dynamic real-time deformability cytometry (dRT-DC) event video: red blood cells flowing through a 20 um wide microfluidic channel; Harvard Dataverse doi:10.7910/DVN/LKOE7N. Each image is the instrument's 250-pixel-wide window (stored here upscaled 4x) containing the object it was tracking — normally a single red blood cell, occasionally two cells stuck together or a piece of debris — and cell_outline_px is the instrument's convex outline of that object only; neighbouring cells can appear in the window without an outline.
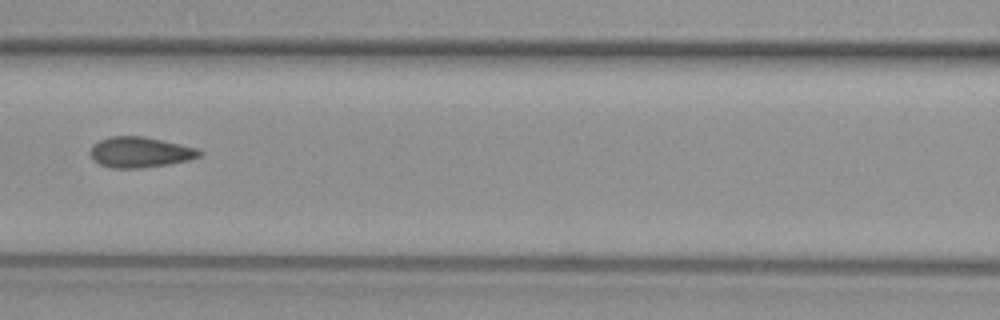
{"species": "common noctule bat (a hibernating species)", "species_latin": "Nyctalus noctula", "temperature_condition": "warm", "stored_images_in_passage": 18, "camera_frame_rate_fps": 3000, "um_per_image_px": 0.085, "animal": {"sex": "female", "body_mass_g": 29.2, "forearm_length_mm": 56.3}, "frame": {"image": 1, "passage_image": 8, "time_ms": 2.333, "image_size_px": [1000, 320], "cell_outline_px": [[200, 156], [188, 160], [168, 164], [140, 168], [112, 168], [100, 164], [92, 160], [88, 152], [92, 144], [100, 140], [112, 136], [144, 136], [180, 144], [196, 148], [200, 152]], "centroid_in_image_um": [11.83, 12.94], "position_along_channel_um": 154.8, "area_um2": 19.42}}